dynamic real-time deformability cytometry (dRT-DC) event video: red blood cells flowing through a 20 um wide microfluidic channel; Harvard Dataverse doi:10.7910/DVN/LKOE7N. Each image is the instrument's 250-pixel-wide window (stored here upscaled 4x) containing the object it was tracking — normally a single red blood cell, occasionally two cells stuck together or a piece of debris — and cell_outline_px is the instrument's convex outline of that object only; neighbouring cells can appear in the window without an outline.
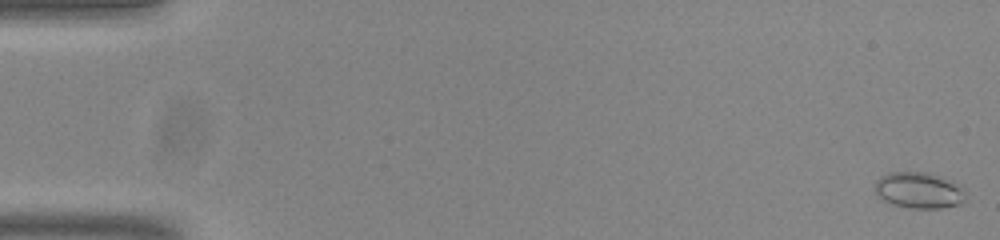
{"species": "common noctule bat (a hibernating species)", "species_latin": "Nyctalus noctula", "temperature_condition": "room temperature", "stored_images_in_passage": 54, "camera_frame_rate_fps": 3000, "um_per_image_px": 0.085, "animal": {"sex": "male", "body_mass_g": 20.0, "forearm_length_mm": 53.3}, "frame": {"image": 1, "passage_image": 1, "time_ms": 0.0, "image_size_px": [1000, 240], "cell_outline_px": [[964, 200], [960, 204], [940, 208], [908, 208], [892, 204], [884, 200], [876, 192], [876, 180], [880, 176], [892, 172], [928, 172], [952, 180], [960, 184], [964, 188]], "centroid_in_image_um": [78.14, 16.17], "position_along_channel_um": 6.9, "area_um2": 19.13}}
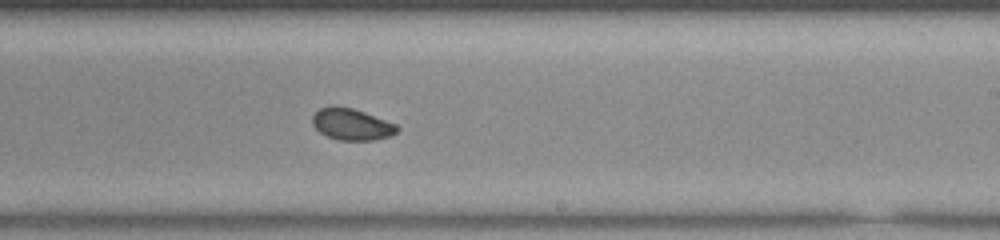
{"frame": {"image": 2, "passage_image": 33, "time_ms": 10.667, "image_size_px": [1000, 240], "cell_outline_px": [[400, 128], [396, 132], [388, 136], [376, 140], [340, 140], [328, 136], [320, 132], [312, 124], [312, 116], [320, 108], [332, 104], [352, 108], [364, 112], [396, 124]], "centroid_in_image_um": [29.87, 10.55], "position_along_channel_um": 259.1, "area_um2": 15.55}}
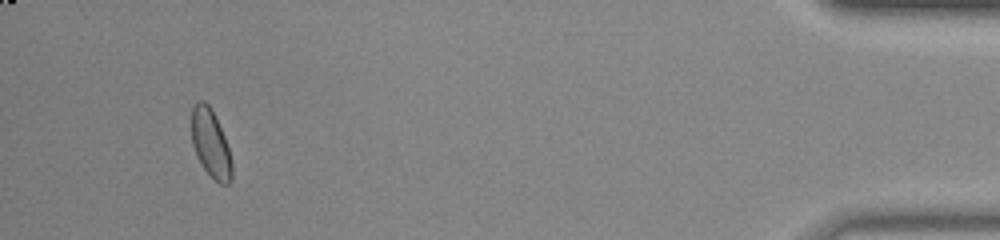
{"frame": {"image": 3, "passage_image": 51, "time_ms": 16.667, "image_size_px": [1000, 240], "cell_outline_px": [[232, 180], [228, 184], [220, 184], [204, 168], [196, 156], [192, 144], [192, 108], [196, 100], [204, 100], [208, 104], [224, 136], [228, 148], [232, 164]], "centroid_in_image_um": [17.89, 12.2], "position_along_channel_um": 417.3, "area_um2": 15.72}, "authors_computed_cell_mechanics": {"area_um2": 16.0684, "velocity_mm_per_s": 3.8215, "shape_relaxation_time_tau1_ms": null, "shape_relaxation_time_tau2_ms": 1.8445, "deformation_change_tau1": null, "deformation_change_tau2": 0.0388}}